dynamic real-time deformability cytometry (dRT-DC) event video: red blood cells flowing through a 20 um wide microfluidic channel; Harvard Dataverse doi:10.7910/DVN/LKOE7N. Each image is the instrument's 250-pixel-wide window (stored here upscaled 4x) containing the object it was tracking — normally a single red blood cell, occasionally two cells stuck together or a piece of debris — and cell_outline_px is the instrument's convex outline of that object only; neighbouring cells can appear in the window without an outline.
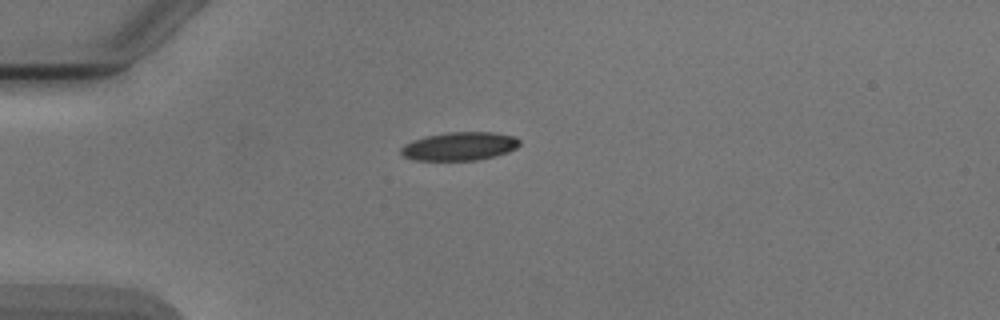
{"species": "Egyptian fruit bat (a non-hibernating species)", "species_latin": "Rousettus aegyptiacus", "temperature_condition": "cold", "stored_images_in_passage": 2, "camera_frame_rate_fps": 3000, "um_per_image_px": 0.085, "animal": {"sex": "male"}, "frame": {"image": 1, "passage_image": 2, "time_ms": 1.333, "image_size_px": [1000, 320], "cell_outline_px": [[520, 144], [516, 148], [508, 152], [496, 156], [476, 160], [416, 160], [404, 156], [400, 152], [400, 148], [404, 144], [412, 140], [428, 136], [448, 132], [492, 132], [512, 136], [520, 140]], "centroid_in_image_um": [39.06, 12.43], "position_along_channel_um": 45.9, "area_um2": 19.54}}